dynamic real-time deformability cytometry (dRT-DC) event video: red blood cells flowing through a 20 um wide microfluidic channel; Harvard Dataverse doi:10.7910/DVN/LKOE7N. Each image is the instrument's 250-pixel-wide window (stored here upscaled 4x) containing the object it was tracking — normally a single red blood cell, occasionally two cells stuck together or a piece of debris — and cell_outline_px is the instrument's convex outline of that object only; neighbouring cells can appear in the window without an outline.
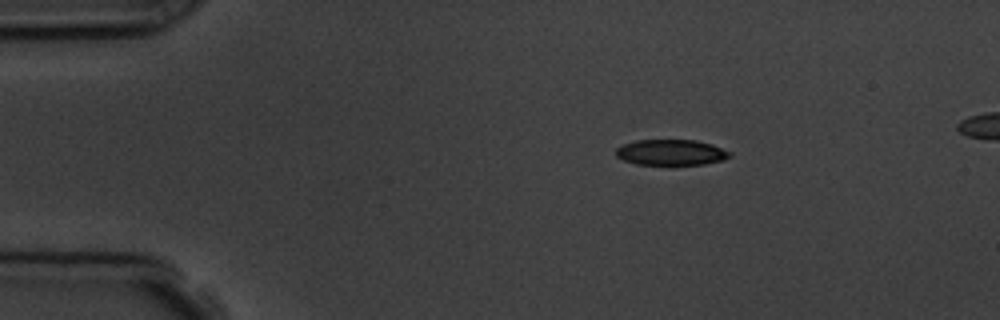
{"species": "common noctule bat (a hibernating species)", "species_latin": "Nyctalus noctula", "temperature_condition": "room temperature", "stored_images_in_passage": 3, "segment_of_instrument_passage": [1, 2], "camera_frame_rate_fps": 3000, "um_per_image_px": 0.085, "animal": {"sex": "male", "body_mass_g": 19.5, "forearm_length_mm": 54.6}, "frame": {"image": 1, "passage_image": 1, "time_ms": 0.0, "image_size_px": [1000, 320], "cell_outline_px": [[732, 156], [724, 160], [704, 164], [636, 164], [624, 160], [616, 156], [616, 148], [624, 144], [636, 140], [696, 140], [712, 144], [732, 152]], "centroid_in_image_um": [57.08, 12.95], "position_along_channel_um": 27.9, "area_um2": 17.05}}